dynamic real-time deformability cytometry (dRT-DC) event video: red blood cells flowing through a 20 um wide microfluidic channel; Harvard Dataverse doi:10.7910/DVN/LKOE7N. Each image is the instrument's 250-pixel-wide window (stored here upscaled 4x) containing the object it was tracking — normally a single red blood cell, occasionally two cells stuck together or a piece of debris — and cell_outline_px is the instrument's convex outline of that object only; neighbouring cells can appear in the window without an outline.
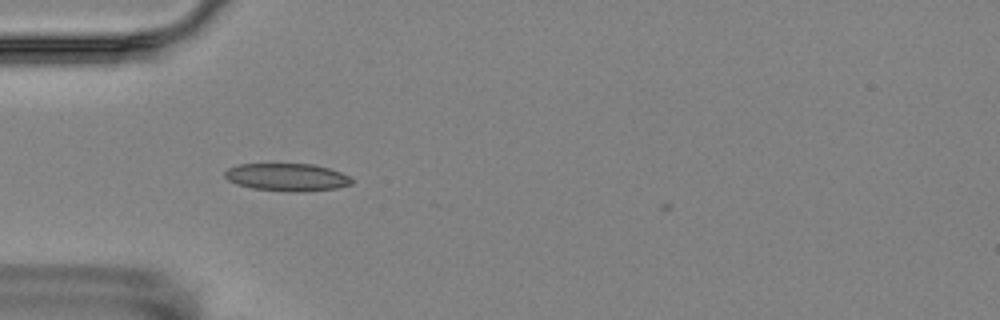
{"species": "Egyptian fruit bat (a non-hibernating species)", "species_latin": "Rousettus aegyptiacus", "temperature_condition": "room temperature", "stored_images_in_passage": 3, "camera_frame_rate_fps": 3000, "um_per_image_px": 0.085, "animal": {"sex": "female"}, "frame": {"image": 1, "passage_image": 2, "time_ms": 1.0, "image_size_px": [1000, 320], "cell_outline_px": [[352, 184], [336, 188], [304, 192], [288, 192], [252, 188], [236, 184], [228, 180], [224, 176], [224, 172], [228, 168], [240, 164], [312, 164], [328, 168], [340, 172], [348, 176], [352, 180]], "centroid_in_image_um": [24.38, 15.07], "position_along_channel_um": 60.6, "area_um2": 20.46}}